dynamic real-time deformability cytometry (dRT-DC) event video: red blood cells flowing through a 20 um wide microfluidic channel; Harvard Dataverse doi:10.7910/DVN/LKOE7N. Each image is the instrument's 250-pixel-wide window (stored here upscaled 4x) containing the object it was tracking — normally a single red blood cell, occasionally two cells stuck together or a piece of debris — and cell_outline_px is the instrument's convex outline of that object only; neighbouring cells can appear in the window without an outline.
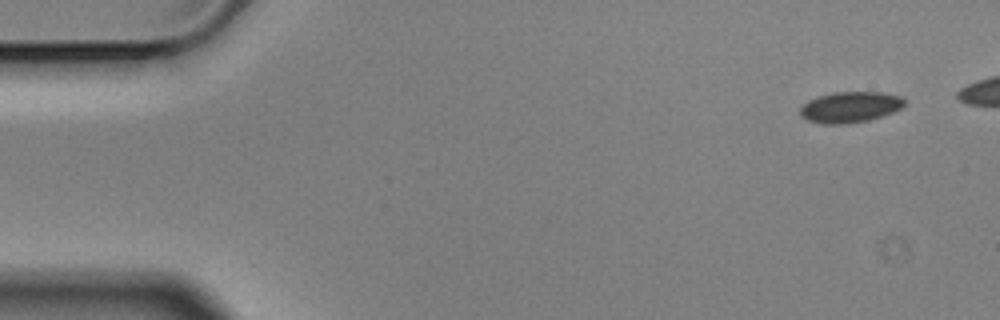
{"species": "Egyptian fruit bat (a non-hibernating species)", "species_latin": "Rousettus aegyptiacus", "temperature_condition": "cold", "stored_images_in_passage": 9, "camera_frame_rate_fps": 3000, "um_per_image_px": 0.085, "animal": {"sex": "male"}, "frame": {"image": 1, "passage_image": 1, "time_ms": 0.0, "image_size_px": [1000, 320], "cell_outline_px": [[904, 104], [900, 108], [892, 112], [868, 120], [848, 124], [824, 124], [808, 120], [800, 116], [800, 108], [808, 100], [832, 92], [880, 92], [900, 96], [904, 100]], "centroid_in_image_um": [72.23, 9.1], "position_along_channel_um": 12.8, "area_um2": 18.61}}
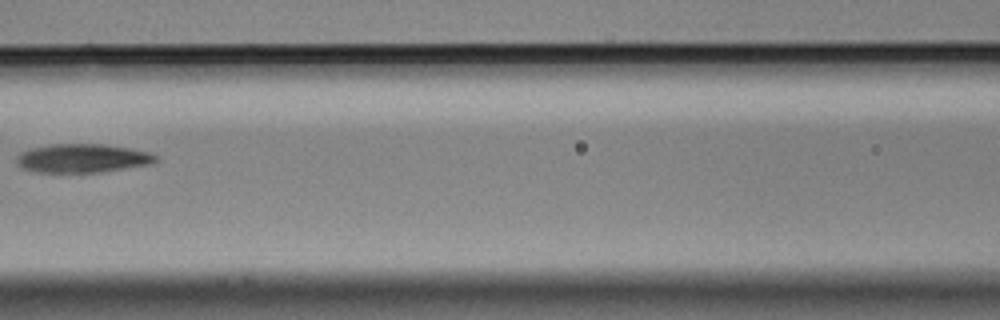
{"frame": {"image": 2, "passage_image": 8, "time_ms": 2.333, "image_size_px": [1000, 320], "cell_outline_px": [[156, 160], [152, 164], [100, 172], [36, 172], [24, 168], [16, 164], [16, 156], [20, 152], [32, 148], [52, 144], [100, 144], [128, 148], [148, 152], [156, 156]], "centroid_in_image_um": [6.97, 13.45], "position_along_channel_um": 159.6, "area_um2": 23.06}}
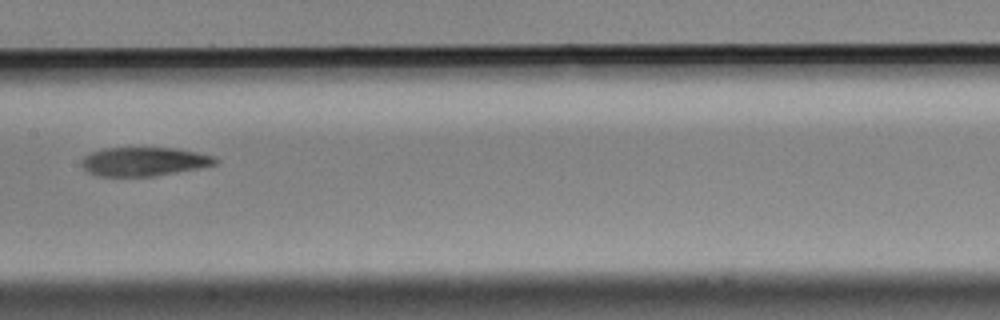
{"frame": {"image": 3, "passage_image": 9, "time_ms": 2.667, "image_size_px": [1000, 320], "cell_outline_px": [[220, 160], [216, 164], [200, 168], [156, 176], [96, 176], [88, 172], [80, 164], [80, 160], [84, 156], [92, 152], [104, 148], [176, 148], [216, 156]], "centroid_in_image_um": [12.25, 13.74], "position_along_channel_um": 195.1, "area_um2": 22.66}}